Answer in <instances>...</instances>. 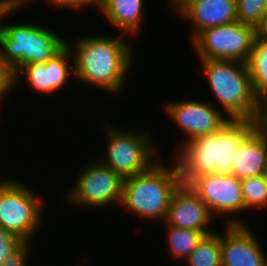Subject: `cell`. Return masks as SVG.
<instances>
[{
  "mask_svg": "<svg viewBox=\"0 0 267 266\" xmlns=\"http://www.w3.org/2000/svg\"><path fill=\"white\" fill-rule=\"evenodd\" d=\"M255 28L234 21L204 29L191 40L198 59L247 63L253 49Z\"/></svg>",
  "mask_w": 267,
  "mask_h": 266,
  "instance_id": "8",
  "label": "cell"
},
{
  "mask_svg": "<svg viewBox=\"0 0 267 266\" xmlns=\"http://www.w3.org/2000/svg\"><path fill=\"white\" fill-rule=\"evenodd\" d=\"M220 233L222 266H261L264 251L246 224H224Z\"/></svg>",
  "mask_w": 267,
  "mask_h": 266,
  "instance_id": "12",
  "label": "cell"
},
{
  "mask_svg": "<svg viewBox=\"0 0 267 266\" xmlns=\"http://www.w3.org/2000/svg\"><path fill=\"white\" fill-rule=\"evenodd\" d=\"M165 114L176 123L183 136L180 149L187 141L198 136H205L217 132L229 119L220 112L212 102L194 100H179L165 103Z\"/></svg>",
  "mask_w": 267,
  "mask_h": 266,
  "instance_id": "9",
  "label": "cell"
},
{
  "mask_svg": "<svg viewBox=\"0 0 267 266\" xmlns=\"http://www.w3.org/2000/svg\"><path fill=\"white\" fill-rule=\"evenodd\" d=\"M126 39L119 33L111 36L88 34L77 38L73 45L66 40L73 56L75 80L97 90L103 89L107 94L122 93L134 64V50Z\"/></svg>",
  "mask_w": 267,
  "mask_h": 266,
  "instance_id": "1",
  "label": "cell"
},
{
  "mask_svg": "<svg viewBox=\"0 0 267 266\" xmlns=\"http://www.w3.org/2000/svg\"><path fill=\"white\" fill-rule=\"evenodd\" d=\"M39 1V0H36ZM46 1V3L48 2V4H50V7L53 6V8H57V9H67V10H78V9H84L87 7H93L95 9V7L97 8V10H99L100 8V4H101V0H44ZM32 3L35 2V0H28L24 6L28 3ZM95 6V7H94Z\"/></svg>",
  "mask_w": 267,
  "mask_h": 266,
  "instance_id": "26",
  "label": "cell"
},
{
  "mask_svg": "<svg viewBox=\"0 0 267 266\" xmlns=\"http://www.w3.org/2000/svg\"><path fill=\"white\" fill-rule=\"evenodd\" d=\"M66 45V39L42 25L30 23L29 64L45 63Z\"/></svg>",
  "mask_w": 267,
  "mask_h": 266,
  "instance_id": "19",
  "label": "cell"
},
{
  "mask_svg": "<svg viewBox=\"0 0 267 266\" xmlns=\"http://www.w3.org/2000/svg\"><path fill=\"white\" fill-rule=\"evenodd\" d=\"M82 167L72 188L67 190L65 202L87 210L121 203L124 178L119 173L99 160Z\"/></svg>",
  "mask_w": 267,
  "mask_h": 266,
  "instance_id": "7",
  "label": "cell"
},
{
  "mask_svg": "<svg viewBox=\"0 0 267 266\" xmlns=\"http://www.w3.org/2000/svg\"><path fill=\"white\" fill-rule=\"evenodd\" d=\"M207 84L229 120L258 121L261 105L255 99L248 65L230 60L199 59Z\"/></svg>",
  "mask_w": 267,
  "mask_h": 266,
  "instance_id": "2",
  "label": "cell"
},
{
  "mask_svg": "<svg viewBox=\"0 0 267 266\" xmlns=\"http://www.w3.org/2000/svg\"><path fill=\"white\" fill-rule=\"evenodd\" d=\"M241 189L244 212L267 208V184L262 175L242 179Z\"/></svg>",
  "mask_w": 267,
  "mask_h": 266,
  "instance_id": "23",
  "label": "cell"
},
{
  "mask_svg": "<svg viewBox=\"0 0 267 266\" xmlns=\"http://www.w3.org/2000/svg\"><path fill=\"white\" fill-rule=\"evenodd\" d=\"M186 266H222L220 233L206 235L185 260Z\"/></svg>",
  "mask_w": 267,
  "mask_h": 266,
  "instance_id": "22",
  "label": "cell"
},
{
  "mask_svg": "<svg viewBox=\"0 0 267 266\" xmlns=\"http://www.w3.org/2000/svg\"><path fill=\"white\" fill-rule=\"evenodd\" d=\"M115 127L106 125L107 153L105 158L102 156L101 163L126 178L149 170L161 160L150 131Z\"/></svg>",
  "mask_w": 267,
  "mask_h": 266,
  "instance_id": "5",
  "label": "cell"
},
{
  "mask_svg": "<svg viewBox=\"0 0 267 266\" xmlns=\"http://www.w3.org/2000/svg\"><path fill=\"white\" fill-rule=\"evenodd\" d=\"M255 39L267 40V12L255 26Z\"/></svg>",
  "mask_w": 267,
  "mask_h": 266,
  "instance_id": "31",
  "label": "cell"
},
{
  "mask_svg": "<svg viewBox=\"0 0 267 266\" xmlns=\"http://www.w3.org/2000/svg\"><path fill=\"white\" fill-rule=\"evenodd\" d=\"M213 216L200 198H184L172 194L164 225L192 229L210 235L215 232L212 225Z\"/></svg>",
  "mask_w": 267,
  "mask_h": 266,
  "instance_id": "13",
  "label": "cell"
},
{
  "mask_svg": "<svg viewBox=\"0 0 267 266\" xmlns=\"http://www.w3.org/2000/svg\"><path fill=\"white\" fill-rule=\"evenodd\" d=\"M262 176L264 177L265 181H266V184H267V160H266V163L264 165V169H263V174Z\"/></svg>",
  "mask_w": 267,
  "mask_h": 266,
  "instance_id": "33",
  "label": "cell"
},
{
  "mask_svg": "<svg viewBox=\"0 0 267 266\" xmlns=\"http://www.w3.org/2000/svg\"><path fill=\"white\" fill-rule=\"evenodd\" d=\"M201 0H168L170 2L172 9L180 16L194 3Z\"/></svg>",
  "mask_w": 267,
  "mask_h": 266,
  "instance_id": "30",
  "label": "cell"
},
{
  "mask_svg": "<svg viewBox=\"0 0 267 266\" xmlns=\"http://www.w3.org/2000/svg\"><path fill=\"white\" fill-rule=\"evenodd\" d=\"M237 21L255 26L267 12V0H236Z\"/></svg>",
  "mask_w": 267,
  "mask_h": 266,
  "instance_id": "24",
  "label": "cell"
},
{
  "mask_svg": "<svg viewBox=\"0 0 267 266\" xmlns=\"http://www.w3.org/2000/svg\"><path fill=\"white\" fill-rule=\"evenodd\" d=\"M19 5H24L28 0H15Z\"/></svg>",
  "mask_w": 267,
  "mask_h": 266,
  "instance_id": "36",
  "label": "cell"
},
{
  "mask_svg": "<svg viewBox=\"0 0 267 266\" xmlns=\"http://www.w3.org/2000/svg\"><path fill=\"white\" fill-rule=\"evenodd\" d=\"M30 241H22L10 254L7 256L2 266H29L28 258L31 254Z\"/></svg>",
  "mask_w": 267,
  "mask_h": 266,
  "instance_id": "27",
  "label": "cell"
},
{
  "mask_svg": "<svg viewBox=\"0 0 267 266\" xmlns=\"http://www.w3.org/2000/svg\"><path fill=\"white\" fill-rule=\"evenodd\" d=\"M261 266H267V256H266V253H265V256L263 257Z\"/></svg>",
  "mask_w": 267,
  "mask_h": 266,
  "instance_id": "34",
  "label": "cell"
},
{
  "mask_svg": "<svg viewBox=\"0 0 267 266\" xmlns=\"http://www.w3.org/2000/svg\"><path fill=\"white\" fill-rule=\"evenodd\" d=\"M143 0H101L99 11L115 29L136 36L143 20Z\"/></svg>",
  "mask_w": 267,
  "mask_h": 266,
  "instance_id": "16",
  "label": "cell"
},
{
  "mask_svg": "<svg viewBox=\"0 0 267 266\" xmlns=\"http://www.w3.org/2000/svg\"><path fill=\"white\" fill-rule=\"evenodd\" d=\"M30 23L2 25L0 47L5 62L14 74L29 64Z\"/></svg>",
  "mask_w": 267,
  "mask_h": 266,
  "instance_id": "17",
  "label": "cell"
},
{
  "mask_svg": "<svg viewBox=\"0 0 267 266\" xmlns=\"http://www.w3.org/2000/svg\"><path fill=\"white\" fill-rule=\"evenodd\" d=\"M258 121L229 120L217 132L187 141L180 150L204 174H232L234 157L241 142Z\"/></svg>",
  "mask_w": 267,
  "mask_h": 266,
  "instance_id": "3",
  "label": "cell"
},
{
  "mask_svg": "<svg viewBox=\"0 0 267 266\" xmlns=\"http://www.w3.org/2000/svg\"><path fill=\"white\" fill-rule=\"evenodd\" d=\"M267 160V134L257 126L239 145L232 175L239 180L263 174Z\"/></svg>",
  "mask_w": 267,
  "mask_h": 266,
  "instance_id": "15",
  "label": "cell"
},
{
  "mask_svg": "<svg viewBox=\"0 0 267 266\" xmlns=\"http://www.w3.org/2000/svg\"><path fill=\"white\" fill-rule=\"evenodd\" d=\"M194 26L190 39L204 29L237 21L236 0H201L191 5L182 15Z\"/></svg>",
  "mask_w": 267,
  "mask_h": 266,
  "instance_id": "14",
  "label": "cell"
},
{
  "mask_svg": "<svg viewBox=\"0 0 267 266\" xmlns=\"http://www.w3.org/2000/svg\"><path fill=\"white\" fill-rule=\"evenodd\" d=\"M175 149L174 158L169 162L171 167L164 164L170 173L173 193L184 198H200L204 174L180 149Z\"/></svg>",
  "mask_w": 267,
  "mask_h": 266,
  "instance_id": "18",
  "label": "cell"
},
{
  "mask_svg": "<svg viewBox=\"0 0 267 266\" xmlns=\"http://www.w3.org/2000/svg\"><path fill=\"white\" fill-rule=\"evenodd\" d=\"M166 235L168 238V250L171 254V258L176 260H186L188 256L194 251L196 246L202 241L206 236L204 232L183 229L178 227H173L165 225ZM183 258V259H182Z\"/></svg>",
  "mask_w": 267,
  "mask_h": 266,
  "instance_id": "21",
  "label": "cell"
},
{
  "mask_svg": "<svg viewBox=\"0 0 267 266\" xmlns=\"http://www.w3.org/2000/svg\"><path fill=\"white\" fill-rule=\"evenodd\" d=\"M13 232L0 226V266L4 259L22 242Z\"/></svg>",
  "mask_w": 267,
  "mask_h": 266,
  "instance_id": "28",
  "label": "cell"
},
{
  "mask_svg": "<svg viewBox=\"0 0 267 266\" xmlns=\"http://www.w3.org/2000/svg\"><path fill=\"white\" fill-rule=\"evenodd\" d=\"M0 3H17L15 0H0Z\"/></svg>",
  "mask_w": 267,
  "mask_h": 266,
  "instance_id": "35",
  "label": "cell"
},
{
  "mask_svg": "<svg viewBox=\"0 0 267 266\" xmlns=\"http://www.w3.org/2000/svg\"><path fill=\"white\" fill-rule=\"evenodd\" d=\"M258 126L267 134V100L261 104V114Z\"/></svg>",
  "mask_w": 267,
  "mask_h": 266,
  "instance_id": "32",
  "label": "cell"
},
{
  "mask_svg": "<svg viewBox=\"0 0 267 266\" xmlns=\"http://www.w3.org/2000/svg\"><path fill=\"white\" fill-rule=\"evenodd\" d=\"M35 194L18 179H0V226L23 241L34 239L44 221V203Z\"/></svg>",
  "mask_w": 267,
  "mask_h": 266,
  "instance_id": "6",
  "label": "cell"
},
{
  "mask_svg": "<svg viewBox=\"0 0 267 266\" xmlns=\"http://www.w3.org/2000/svg\"><path fill=\"white\" fill-rule=\"evenodd\" d=\"M24 8V5H19L18 3H0V23H4L5 18L9 15L15 13L17 9ZM2 32V26L0 24V34Z\"/></svg>",
  "mask_w": 267,
  "mask_h": 266,
  "instance_id": "29",
  "label": "cell"
},
{
  "mask_svg": "<svg viewBox=\"0 0 267 266\" xmlns=\"http://www.w3.org/2000/svg\"><path fill=\"white\" fill-rule=\"evenodd\" d=\"M15 75L5 62L0 48V108L2 104L6 103L4 100L8 98L7 94L15 87ZM7 96V97H6ZM2 103V104H1Z\"/></svg>",
  "mask_w": 267,
  "mask_h": 266,
  "instance_id": "25",
  "label": "cell"
},
{
  "mask_svg": "<svg viewBox=\"0 0 267 266\" xmlns=\"http://www.w3.org/2000/svg\"><path fill=\"white\" fill-rule=\"evenodd\" d=\"M72 58L73 56L70 49L65 45L45 63L23 65L14 74L15 86H18L20 81L25 78V81L28 82L25 83L34 91L48 96L51 94L53 95L55 92L57 93V91L63 89V87H66L65 85L68 83L69 77L71 78L74 76Z\"/></svg>",
  "mask_w": 267,
  "mask_h": 266,
  "instance_id": "10",
  "label": "cell"
},
{
  "mask_svg": "<svg viewBox=\"0 0 267 266\" xmlns=\"http://www.w3.org/2000/svg\"><path fill=\"white\" fill-rule=\"evenodd\" d=\"M173 194L170 173L162 161L149 170L124 178L120 206L146 220H165Z\"/></svg>",
  "mask_w": 267,
  "mask_h": 266,
  "instance_id": "4",
  "label": "cell"
},
{
  "mask_svg": "<svg viewBox=\"0 0 267 266\" xmlns=\"http://www.w3.org/2000/svg\"><path fill=\"white\" fill-rule=\"evenodd\" d=\"M200 199L206 204L213 217L215 214L230 216L224 224H246L239 216L238 218L233 216L244 212V201L241 180L232 174L204 175Z\"/></svg>",
  "mask_w": 267,
  "mask_h": 266,
  "instance_id": "11",
  "label": "cell"
},
{
  "mask_svg": "<svg viewBox=\"0 0 267 266\" xmlns=\"http://www.w3.org/2000/svg\"><path fill=\"white\" fill-rule=\"evenodd\" d=\"M247 65L254 97L261 105L267 100V40H254Z\"/></svg>",
  "mask_w": 267,
  "mask_h": 266,
  "instance_id": "20",
  "label": "cell"
}]
</instances>
